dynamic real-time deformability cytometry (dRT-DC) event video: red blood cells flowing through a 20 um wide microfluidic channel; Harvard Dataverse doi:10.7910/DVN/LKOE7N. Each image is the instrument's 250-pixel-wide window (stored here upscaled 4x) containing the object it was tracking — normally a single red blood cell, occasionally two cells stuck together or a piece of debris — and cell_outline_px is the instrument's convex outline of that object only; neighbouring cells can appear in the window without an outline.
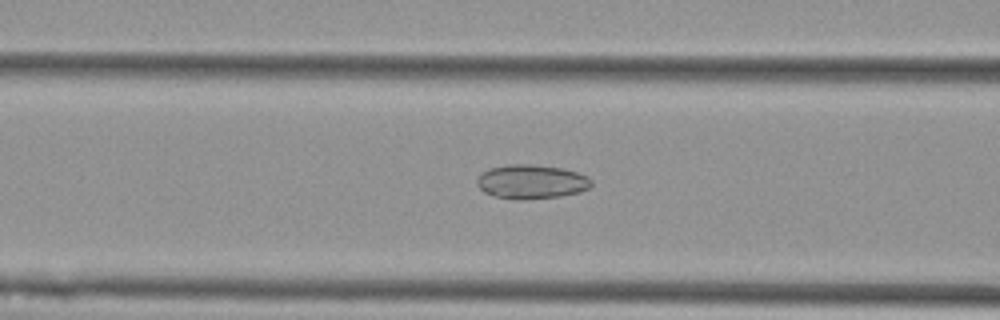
{"species": "Egyptian fruit bat (a non-hibernating species)", "species_latin": "Rousettus aegyptiacus", "temperature_condition": "cold", "stored_images_in_passage": 14, "camera_frame_rate_fps": 3000, "um_per_image_px": 0.085, "animal": {"sex": "female"}, "frame": {"image": 1, "passage_image": 5, "time_ms": 1.333, "image_size_px": [1000, 320], "cell_outline_px": [[592, 184], [588, 188], [580, 192], [560, 196], [520, 200], [516, 200], [496, 196], [484, 192], [476, 184], [476, 180], [488, 168], [508, 164], [532, 164], [564, 168], [588, 176], [592, 180]], "centroid_in_image_um": [45.18, 15.44], "position_along_channel_um": 121.4, "area_um2": 22.83}}
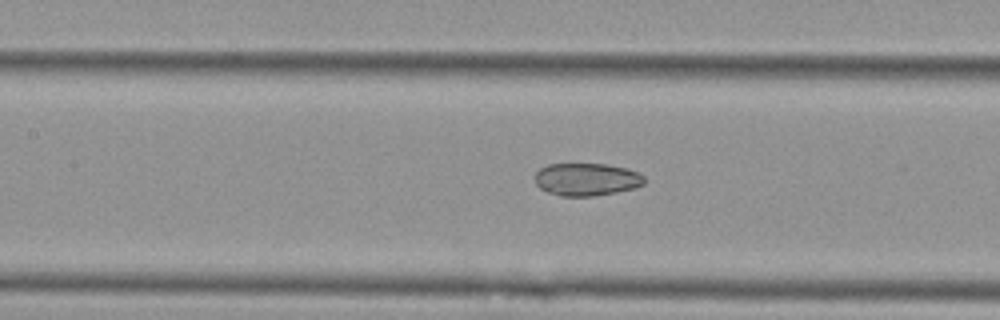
{"frame": {"image": 2, "passage_image": 8, "time_ms": 2.333, "image_size_px": [1000, 320], "cell_outline_px": [[644, 184], [636, 188], [616, 192], [592, 196], [560, 196], [548, 192], [540, 188], [536, 184], [536, 172], [540, 168], [548, 164], [608, 164], [628, 168], [644, 176]], "centroid_in_image_um": [49.87, 15.24], "position_along_channel_um": 157.5, "area_um2": 20.87}}
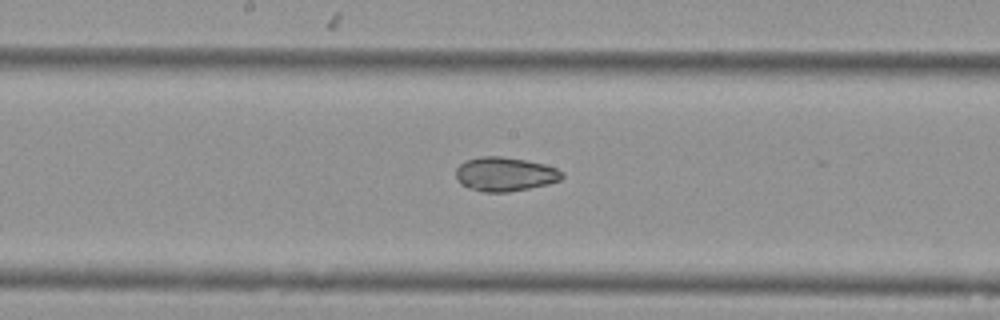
{"frame": {"image": 3, "passage_image": 12, "time_ms": 3.667, "image_size_px": [1000, 320], "cell_outline_px": [[564, 176], [560, 180], [548, 184], [508, 192], [484, 192], [468, 188], [460, 184], [456, 180], [456, 168], [464, 160], [480, 156], [500, 156], [524, 160], [544, 164], [556, 168], [564, 172]], "centroid_in_image_um": [42.89, 14.8], "position_along_channel_um": 205.3, "area_um2": 21.21}}